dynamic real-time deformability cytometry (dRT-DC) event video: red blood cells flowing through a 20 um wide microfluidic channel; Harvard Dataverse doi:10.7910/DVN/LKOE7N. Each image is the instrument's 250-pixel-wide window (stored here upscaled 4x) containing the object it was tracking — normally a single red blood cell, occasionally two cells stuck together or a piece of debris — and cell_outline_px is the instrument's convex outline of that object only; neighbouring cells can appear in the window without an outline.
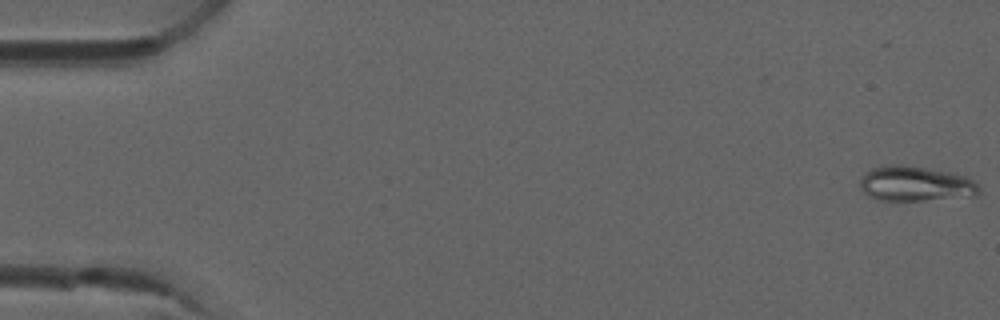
{"species": "common noctule bat (a hibernating species)", "species_latin": "Nyctalus noctula", "temperature_condition": "room temperature", "stored_images_in_passage": 5, "camera_frame_rate_fps": 3000, "um_per_image_px": 0.085, "animal": {"sex": "male", "forearm_length_mm": 52.5}, "frame": {"image": 1, "passage_image": 1, "time_ms": 0.0, "image_size_px": [1000, 320], "cell_outline_px": [[980, 192], [976, 196], [924, 200], [880, 200], [868, 196], [860, 188], [860, 176], [864, 172], [872, 168], [884, 164], [904, 164], [948, 172], [964, 176], [972, 180], [980, 188]], "centroid_in_image_um": [77.76, 15.61], "position_along_channel_um": 7.2, "area_um2": 24.45}}